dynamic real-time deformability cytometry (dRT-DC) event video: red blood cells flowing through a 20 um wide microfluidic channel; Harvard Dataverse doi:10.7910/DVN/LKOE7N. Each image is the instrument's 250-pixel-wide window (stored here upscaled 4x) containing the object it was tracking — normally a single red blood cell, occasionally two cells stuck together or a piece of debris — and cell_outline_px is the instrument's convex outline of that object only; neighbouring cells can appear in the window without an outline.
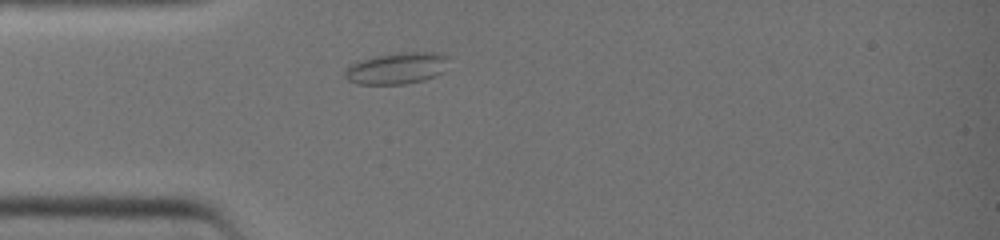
{"species": "common noctule bat (a hibernating species)", "species_latin": "Nyctalus noctula", "temperature_condition": "warm", "stored_images_in_passage": 4, "camera_frame_rate_fps": 3000, "um_per_image_px": 0.085, "animal": {"sex": "female", "body_mass_g": 19.0, "forearm_length_mm": 51.5}, "frame": {"image": 1, "passage_image": 1, "time_ms": 0.0, "image_size_px": [1000, 240], "cell_outline_px": [[448, 56], [444, 72], [436, 76], [424, 80], [404, 84], [356, 84], [348, 80], [344, 76], [344, 72], [356, 60], [396, 52], [440, 52]], "centroid_in_image_um": [33.74, 5.79], "position_along_channel_um": 51.3, "area_um2": 19.31}}